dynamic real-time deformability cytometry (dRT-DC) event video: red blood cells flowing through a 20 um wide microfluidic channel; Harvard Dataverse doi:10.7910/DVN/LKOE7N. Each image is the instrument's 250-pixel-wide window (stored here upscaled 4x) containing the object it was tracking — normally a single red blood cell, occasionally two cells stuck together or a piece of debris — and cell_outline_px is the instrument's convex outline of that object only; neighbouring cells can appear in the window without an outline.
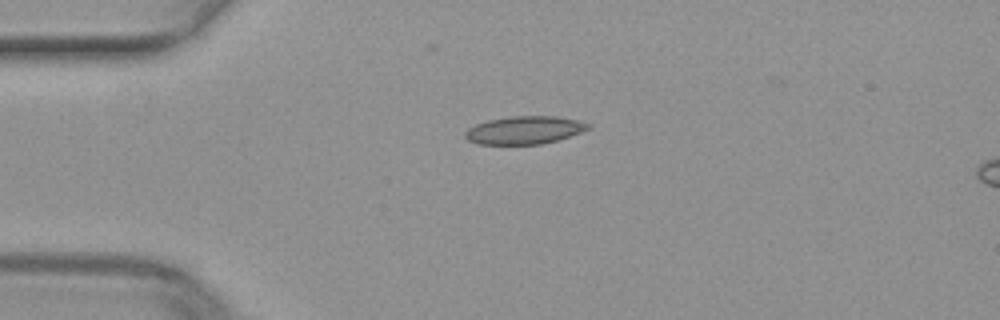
{"species": "common noctule bat (a hibernating species)", "species_latin": "Nyctalus noctula", "temperature_condition": "warm", "stored_images_in_passage": 39, "camera_frame_rate_fps": 3000, "um_per_image_px": 0.085, "animal": {"sex": "female", "body_mass_g": 29.2, "forearm_length_mm": 56.3}, "frame": {"image": 1, "passage_image": 1, "time_ms": 0.0, "image_size_px": [1000, 320], "cell_outline_px": [[592, 128], [556, 140], [540, 144], [476, 144], [468, 140], [464, 136], [464, 132], [468, 128], [476, 124], [488, 120], [508, 116], [556, 116], [576, 120], [592, 124]], "centroid_in_image_um": [44.55, 11.05], "position_along_channel_um": 40.4, "area_um2": 20.0}}
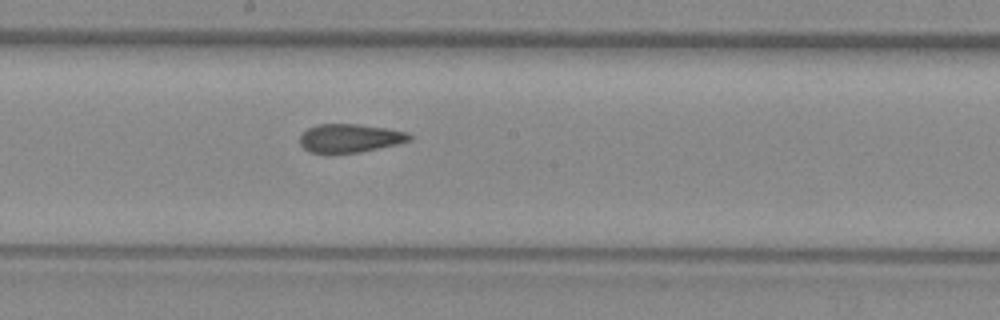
{"frame": {"image": 2, "passage_image": 16, "time_ms": 5.0, "image_size_px": [1000, 320], "cell_outline_px": [[412, 140], [400, 144], [356, 152], [308, 152], [300, 144], [300, 136], [308, 128], [320, 124], [356, 124], [384, 128], [408, 132], [412, 136]], "centroid_in_image_um": [29.77, 11.73], "position_along_channel_um": 218.4, "area_um2": 17.92}}
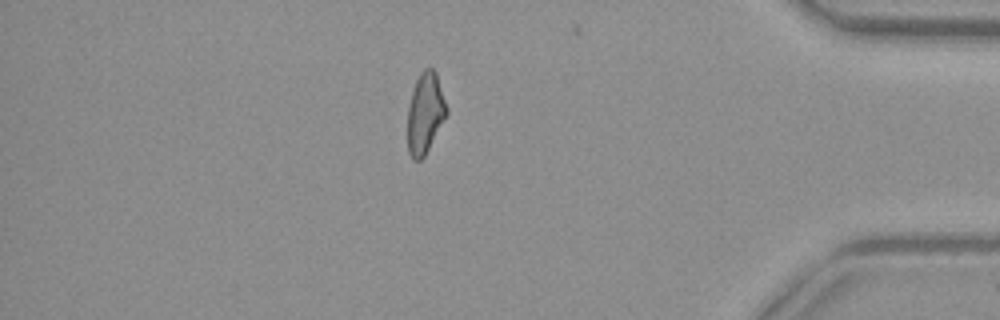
{"frame": {"image": 3, "passage_image": 32, "time_ms": 10.333, "image_size_px": [1000, 320], "cell_outline_px": [[448, 112], [424, 156], [420, 160], [412, 160], [408, 152], [408, 108], [412, 92], [416, 80], [420, 72], [424, 68], [432, 68], [436, 72], [448, 108]], "centroid_in_image_um": [36.14, 9.6], "position_along_channel_um": 399.1, "area_um2": 18.21}}